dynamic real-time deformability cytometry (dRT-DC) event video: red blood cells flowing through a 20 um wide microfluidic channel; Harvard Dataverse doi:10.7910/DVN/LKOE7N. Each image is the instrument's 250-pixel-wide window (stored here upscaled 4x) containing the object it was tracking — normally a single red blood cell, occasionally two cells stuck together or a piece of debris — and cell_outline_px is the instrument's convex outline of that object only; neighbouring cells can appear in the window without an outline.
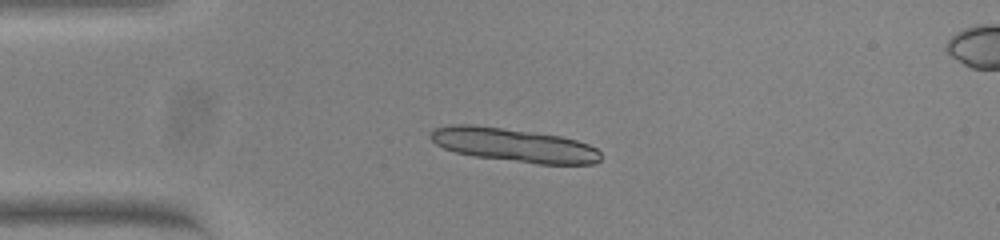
{"species": "common noctule bat (a hibernating species)", "species_latin": "Nyctalus noctula", "temperature_condition": "warm", "stored_images_in_passage": 27, "segment_of_instrument_passage": [1, 2], "camera_frame_rate_fps": 3000, "um_per_image_px": 0.085, "animal": {"sex": "female", "body_mass_g": 23.0, "forearm_length_mm": 53.4}, "frame": {"image": 1, "passage_image": 12, "time_ms": 3.667, "image_size_px": [1000, 240], "cell_outline_px": [[600, 160], [596, 164], [536, 164], [472, 156], [456, 152], [444, 148], [436, 144], [428, 136], [432, 128], [452, 124], [472, 124], [560, 136], [576, 140], [588, 144], [596, 148], [600, 152]], "centroid_in_image_um": [43.64, 12.33], "position_along_channel_um": 41.4, "area_um2": 33.47}}